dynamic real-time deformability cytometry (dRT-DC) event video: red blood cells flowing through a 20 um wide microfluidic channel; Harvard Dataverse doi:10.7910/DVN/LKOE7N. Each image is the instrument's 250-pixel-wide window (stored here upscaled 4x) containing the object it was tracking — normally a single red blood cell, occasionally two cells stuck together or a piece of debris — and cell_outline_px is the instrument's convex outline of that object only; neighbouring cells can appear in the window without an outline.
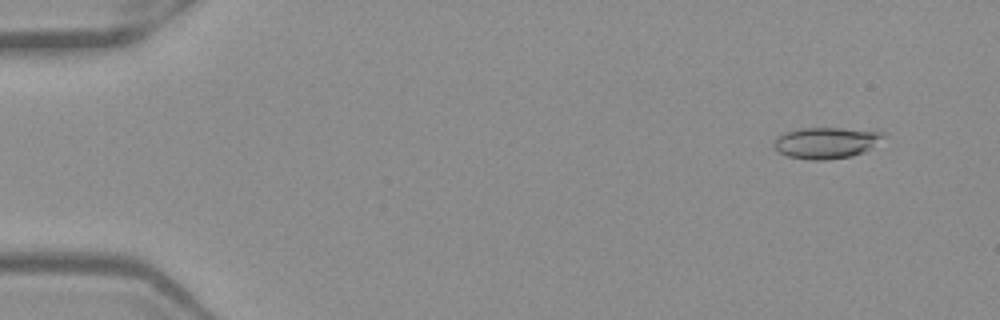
{"species": "Egyptian fruit bat (a non-hibernating species)", "species_latin": "Rousettus aegyptiacus", "temperature_condition": "warm", "stored_images_in_passage": 52, "camera_frame_rate_fps": 3000, "um_per_image_px": 0.085, "frame": {"image": 1, "passage_image": 4, "time_ms": 1.0, "image_size_px": [1000, 320], "cell_outline_px": [[888, 136], [872, 148], [864, 152], [852, 156], [824, 160], [812, 160], [788, 156], [780, 152], [772, 144], [784, 132], [800, 128], [876, 128], [888, 132]], "centroid_in_image_um": [70.4, 12.1], "position_along_channel_um": 14.6, "area_um2": 20.58}}
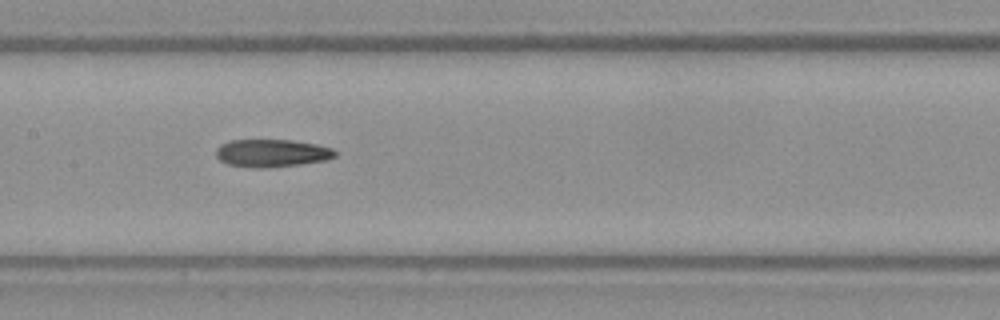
{"frame": {"image": 2, "passage_image": 26, "time_ms": 8.333, "image_size_px": [1000, 320], "cell_outline_px": [[336, 156], [328, 160], [300, 164], [264, 168], [252, 168], [228, 164], [220, 160], [216, 156], [216, 148], [220, 144], [228, 140], [292, 140], [316, 144], [332, 148], [336, 152]], "centroid_in_image_um": [23.09, 13.01], "position_along_channel_um": 184.3, "area_um2": 19.36}}
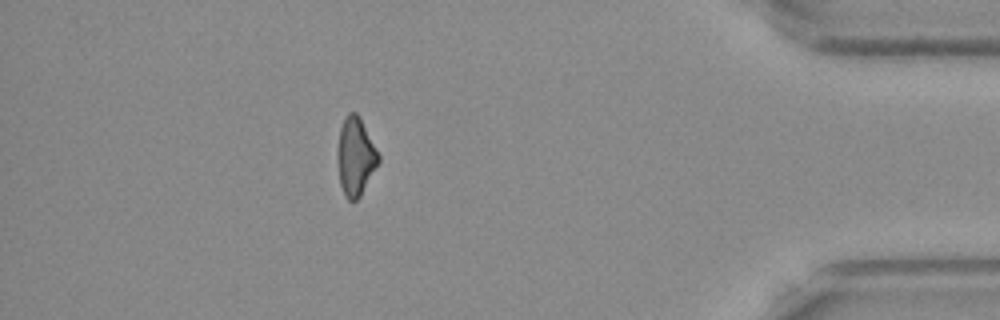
{"frame": {"image": 3, "passage_image": 46, "time_ms": 15.0, "image_size_px": [1000, 320], "cell_outline_px": [[380, 160], [360, 196], [356, 200], [348, 200], [344, 196], [340, 184], [336, 160], [336, 152], [340, 128], [344, 116], [348, 112], [356, 112], [360, 116], [380, 156]], "centroid_in_image_um": [30.19, 13.28], "position_along_channel_um": 405.0, "area_um2": 18.9}, "authors_computed_cell_mechanics": {"area_um2": 19.2763, "velocity_mm_per_s": 3.9647, "shape_relaxation_time_tau1_ms": null, "shape_relaxation_time_tau2_ms": 6.7158, "deformation_change_tau1": null, "deformation_change_tau2": 0.1974}}